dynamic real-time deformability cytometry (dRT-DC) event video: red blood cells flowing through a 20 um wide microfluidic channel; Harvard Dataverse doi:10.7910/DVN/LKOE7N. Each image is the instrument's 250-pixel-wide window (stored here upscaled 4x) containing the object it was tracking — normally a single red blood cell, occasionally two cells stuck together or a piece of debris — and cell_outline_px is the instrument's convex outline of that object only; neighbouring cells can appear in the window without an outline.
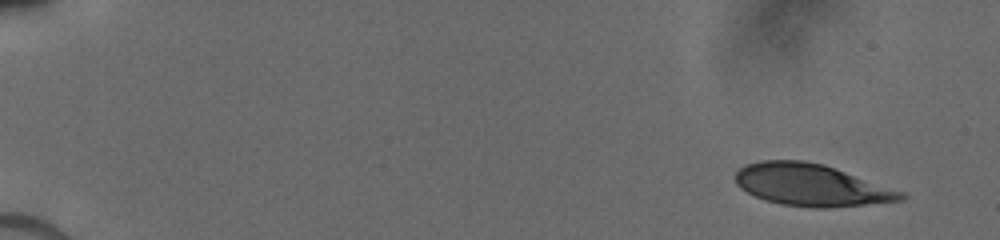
{"species": "human", "species_latin": "Homo sapiens", "temperature_condition": "cold", "stored_images_in_passage": 42, "camera_frame_rate_fps": 3000, "um_per_image_px": 0.085, "donor": {"sex": "male"}, "frame": {"image": 1, "passage_image": 1, "time_ms": 0.0, "image_size_px": [1000, 240], "cell_outline_px": [[908, 196], [904, 200], [828, 208], [812, 208], [780, 204], [756, 196], [740, 188], [736, 184], [736, 172], [744, 164], [760, 160], [804, 160], [824, 164], [904, 192]], "centroid_in_image_um": [68.95, 15.72], "position_along_channel_um": 16.0, "area_um2": 40.46}}
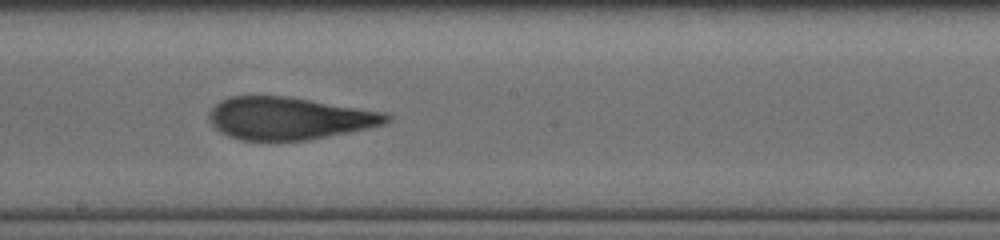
{"frame": {"image": 2, "passage_image": 24, "time_ms": 9.0, "image_size_px": [1000, 240], "cell_outline_px": [[392, 120], [384, 124], [368, 128], [308, 140], [240, 140], [228, 136], [220, 132], [208, 120], [208, 112], [220, 100], [228, 96], [288, 96], [388, 112], [392, 116]], "centroid_in_image_um": [24.59, 10.04], "position_along_channel_um": 223.6, "area_um2": 44.22}}
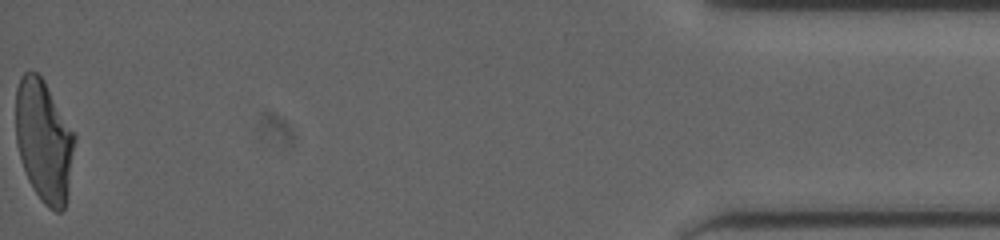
{"frame": {"image": 3, "passage_image": 42, "time_ms": 16.0, "image_size_px": [1000, 240], "cell_outline_px": [[76, 140], [68, 192], [64, 208], [60, 212], [56, 212], [48, 208], [40, 200], [28, 180], [16, 144], [16, 88], [20, 76], [24, 72], [36, 72], [44, 80], [76, 136]], "centroid_in_image_um": [3.73, 11.98], "position_along_channel_um": 431.5, "area_um2": 41.91}}